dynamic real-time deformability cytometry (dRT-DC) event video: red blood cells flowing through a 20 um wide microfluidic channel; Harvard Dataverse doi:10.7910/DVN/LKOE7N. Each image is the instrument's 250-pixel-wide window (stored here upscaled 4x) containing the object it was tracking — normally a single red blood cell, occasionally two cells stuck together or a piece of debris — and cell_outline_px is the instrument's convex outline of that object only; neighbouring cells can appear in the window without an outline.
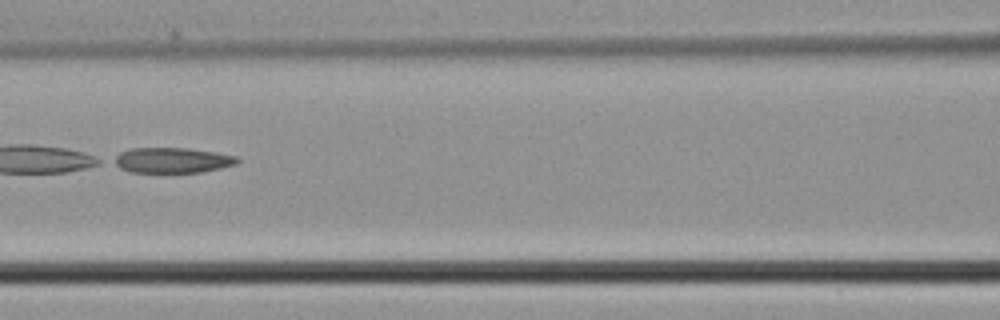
{"species": "common noctule bat (a hibernating species)", "species_latin": "Nyctalus noctula", "temperature_condition": "cold", "stored_images_in_passage": 3, "camera_frame_rate_fps": 3000, "um_per_image_px": 0.085, "animal": {"sex": "male", "body_mass_g": 21.5, "forearm_length_mm": 52.0}, "frame": {"image": 1, "passage_image": 3, "time_ms": 0.667, "image_size_px": [1000, 320], "cell_outline_px": [[240, 160], [236, 164], [220, 168], [200, 172], [128, 172], [112, 164], [108, 160], [120, 152], [132, 148], [188, 148], [216, 152], [236, 156]], "centroid_in_image_um": [14.56, 13.62], "position_along_channel_um": 152.0, "area_um2": 18.44}}